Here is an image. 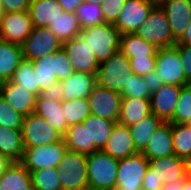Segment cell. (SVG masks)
I'll list each match as a JSON object with an SVG mask.
<instances>
[{"label": "cell", "instance_id": "obj_38", "mask_svg": "<svg viewBox=\"0 0 191 190\" xmlns=\"http://www.w3.org/2000/svg\"><path fill=\"white\" fill-rule=\"evenodd\" d=\"M76 15L82 29L105 23L101 3L84 1L76 10Z\"/></svg>", "mask_w": 191, "mask_h": 190}, {"label": "cell", "instance_id": "obj_14", "mask_svg": "<svg viewBox=\"0 0 191 190\" xmlns=\"http://www.w3.org/2000/svg\"><path fill=\"white\" fill-rule=\"evenodd\" d=\"M62 48L70 59V63L75 72L97 74L100 63L97 61L88 43H86L80 35L64 42Z\"/></svg>", "mask_w": 191, "mask_h": 190}, {"label": "cell", "instance_id": "obj_27", "mask_svg": "<svg viewBox=\"0 0 191 190\" xmlns=\"http://www.w3.org/2000/svg\"><path fill=\"white\" fill-rule=\"evenodd\" d=\"M0 190H33L30 172L20 162H12L0 178Z\"/></svg>", "mask_w": 191, "mask_h": 190}, {"label": "cell", "instance_id": "obj_33", "mask_svg": "<svg viewBox=\"0 0 191 190\" xmlns=\"http://www.w3.org/2000/svg\"><path fill=\"white\" fill-rule=\"evenodd\" d=\"M63 140L67 150L89 154V134L87 126H83L82 123L69 126L63 135Z\"/></svg>", "mask_w": 191, "mask_h": 190}, {"label": "cell", "instance_id": "obj_58", "mask_svg": "<svg viewBox=\"0 0 191 190\" xmlns=\"http://www.w3.org/2000/svg\"><path fill=\"white\" fill-rule=\"evenodd\" d=\"M3 13H4V12H3V8H2L1 0H0V18H1V16H2Z\"/></svg>", "mask_w": 191, "mask_h": 190}, {"label": "cell", "instance_id": "obj_55", "mask_svg": "<svg viewBox=\"0 0 191 190\" xmlns=\"http://www.w3.org/2000/svg\"><path fill=\"white\" fill-rule=\"evenodd\" d=\"M148 1L153 3L155 6H160L166 0H148Z\"/></svg>", "mask_w": 191, "mask_h": 190}, {"label": "cell", "instance_id": "obj_28", "mask_svg": "<svg viewBox=\"0 0 191 190\" xmlns=\"http://www.w3.org/2000/svg\"><path fill=\"white\" fill-rule=\"evenodd\" d=\"M22 130L0 126V154L12 162H20L24 153Z\"/></svg>", "mask_w": 191, "mask_h": 190}, {"label": "cell", "instance_id": "obj_40", "mask_svg": "<svg viewBox=\"0 0 191 190\" xmlns=\"http://www.w3.org/2000/svg\"><path fill=\"white\" fill-rule=\"evenodd\" d=\"M122 98L150 99L151 92L146 80L132 72H129L127 87L120 92Z\"/></svg>", "mask_w": 191, "mask_h": 190}, {"label": "cell", "instance_id": "obj_20", "mask_svg": "<svg viewBox=\"0 0 191 190\" xmlns=\"http://www.w3.org/2000/svg\"><path fill=\"white\" fill-rule=\"evenodd\" d=\"M142 154L149 160L175 154L172 139V123L164 122L152 134Z\"/></svg>", "mask_w": 191, "mask_h": 190}, {"label": "cell", "instance_id": "obj_31", "mask_svg": "<svg viewBox=\"0 0 191 190\" xmlns=\"http://www.w3.org/2000/svg\"><path fill=\"white\" fill-rule=\"evenodd\" d=\"M158 48L134 34L121 35L120 51L127 58L156 57Z\"/></svg>", "mask_w": 191, "mask_h": 190}, {"label": "cell", "instance_id": "obj_50", "mask_svg": "<svg viewBox=\"0 0 191 190\" xmlns=\"http://www.w3.org/2000/svg\"><path fill=\"white\" fill-rule=\"evenodd\" d=\"M85 0H58L64 12L76 13V10Z\"/></svg>", "mask_w": 191, "mask_h": 190}, {"label": "cell", "instance_id": "obj_23", "mask_svg": "<svg viewBox=\"0 0 191 190\" xmlns=\"http://www.w3.org/2000/svg\"><path fill=\"white\" fill-rule=\"evenodd\" d=\"M23 60L22 45L0 39V83L10 81Z\"/></svg>", "mask_w": 191, "mask_h": 190}, {"label": "cell", "instance_id": "obj_19", "mask_svg": "<svg viewBox=\"0 0 191 190\" xmlns=\"http://www.w3.org/2000/svg\"><path fill=\"white\" fill-rule=\"evenodd\" d=\"M102 151L117 160L137 154L138 152L135 149L130 128L116 123Z\"/></svg>", "mask_w": 191, "mask_h": 190}, {"label": "cell", "instance_id": "obj_43", "mask_svg": "<svg viewBox=\"0 0 191 190\" xmlns=\"http://www.w3.org/2000/svg\"><path fill=\"white\" fill-rule=\"evenodd\" d=\"M74 72L70 59L65 50L61 48L56 52V77L58 81L61 82L69 78Z\"/></svg>", "mask_w": 191, "mask_h": 190}, {"label": "cell", "instance_id": "obj_52", "mask_svg": "<svg viewBox=\"0 0 191 190\" xmlns=\"http://www.w3.org/2000/svg\"><path fill=\"white\" fill-rule=\"evenodd\" d=\"M12 161L0 154V178L4 175L5 170L11 165Z\"/></svg>", "mask_w": 191, "mask_h": 190}, {"label": "cell", "instance_id": "obj_26", "mask_svg": "<svg viewBox=\"0 0 191 190\" xmlns=\"http://www.w3.org/2000/svg\"><path fill=\"white\" fill-rule=\"evenodd\" d=\"M151 113L150 99L122 98L117 123L129 127Z\"/></svg>", "mask_w": 191, "mask_h": 190}, {"label": "cell", "instance_id": "obj_29", "mask_svg": "<svg viewBox=\"0 0 191 190\" xmlns=\"http://www.w3.org/2000/svg\"><path fill=\"white\" fill-rule=\"evenodd\" d=\"M164 122L155 114L143 118L140 122L129 126L132 140L135 145V149L138 153H142L152 134L163 124Z\"/></svg>", "mask_w": 191, "mask_h": 190}, {"label": "cell", "instance_id": "obj_6", "mask_svg": "<svg viewBox=\"0 0 191 190\" xmlns=\"http://www.w3.org/2000/svg\"><path fill=\"white\" fill-rule=\"evenodd\" d=\"M149 159L142 153L119 160L115 190H142Z\"/></svg>", "mask_w": 191, "mask_h": 190}, {"label": "cell", "instance_id": "obj_5", "mask_svg": "<svg viewBox=\"0 0 191 190\" xmlns=\"http://www.w3.org/2000/svg\"><path fill=\"white\" fill-rule=\"evenodd\" d=\"M58 169L62 190H84L88 188L86 155L67 150Z\"/></svg>", "mask_w": 191, "mask_h": 190}, {"label": "cell", "instance_id": "obj_48", "mask_svg": "<svg viewBox=\"0 0 191 190\" xmlns=\"http://www.w3.org/2000/svg\"><path fill=\"white\" fill-rule=\"evenodd\" d=\"M161 188L160 179L148 169L142 182V190H161Z\"/></svg>", "mask_w": 191, "mask_h": 190}, {"label": "cell", "instance_id": "obj_16", "mask_svg": "<svg viewBox=\"0 0 191 190\" xmlns=\"http://www.w3.org/2000/svg\"><path fill=\"white\" fill-rule=\"evenodd\" d=\"M181 86L163 84L150 96L151 112L163 122L172 123L177 102L180 96Z\"/></svg>", "mask_w": 191, "mask_h": 190}, {"label": "cell", "instance_id": "obj_37", "mask_svg": "<svg viewBox=\"0 0 191 190\" xmlns=\"http://www.w3.org/2000/svg\"><path fill=\"white\" fill-rule=\"evenodd\" d=\"M11 81L24 86L26 90L32 92L37 97L41 95L42 91L39 86H37V79L32 61L24 59L14 72Z\"/></svg>", "mask_w": 191, "mask_h": 190}, {"label": "cell", "instance_id": "obj_34", "mask_svg": "<svg viewBox=\"0 0 191 190\" xmlns=\"http://www.w3.org/2000/svg\"><path fill=\"white\" fill-rule=\"evenodd\" d=\"M174 153L191 161V124H172Z\"/></svg>", "mask_w": 191, "mask_h": 190}, {"label": "cell", "instance_id": "obj_42", "mask_svg": "<svg viewBox=\"0 0 191 190\" xmlns=\"http://www.w3.org/2000/svg\"><path fill=\"white\" fill-rule=\"evenodd\" d=\"M126 0H102V15L105 23L115 24Z\"/></svg>", "mask_w": 191, "mask_h": 190}, {"label": "cell", "instance_id": "obj_25", "mask_svg": "<svg viewBox=\"0 0 191 190\" xmlns=\"http://www.w3.org/2000/svg\"><path fill=\"white\" fill-rule=\"evenodd\" d=\"M28 12L33 27H48L64 10L58 0H31Z\"/></svg>", "mask_w": 191, "mask_h": 190}, {"label": "cell", "instance_id": "obj_12", "mask_svg": "<svg viewBox=\"0 0 191 190\" xmlns=\"http://www.w3.org/2000/svg\"><path fill=\"white\" fill-rule=\"evenodd\" d=\"M87 99L91 115L105 118L110 121H118L122 100L120 93L96 84Z\"/></svg>", "mask_w": 191, "mask_h": 190}, {"label": "cell", "instance_id": "obj_54", "mask_svg": "<svg viewBox=\"0 0 191 190\" xmlns=\"http://www.w3.org/2000/svg\"><path fill=\"white\" fill-rule=\"evenodd\" d=\"M182 190H191V178L187 177Z\"/></svg>", "mask_w": 191, "mask_h": 190}, {"label": "cell", "instance_id": "obj_13", "mask_svg": "<svg viewBox=\"0 0 191 190\" xmlns=\"http://www.w3.org/2000/svg\"><path fill=\"white\" fill-rule=\"evenodd\" d=\"M33 29L28 11L3 13L0 18V39L22 45Z\"/></svg>", "mask_w": 191, "mask_h": 190}, {"label": "cell", "instance_id": "obj_46", "mask_svg": "<svg viewBox=\"0 0 191 190\" xmlns=\"http://www.w3.org/2000/svg\"><path fill=\"white\" fill-rule=\"evenodd\" d=\"M31 0H1L4 13L28 11Z\"/></svg>", "mask_w": 191, "mask_h": 190}, {"label": "cell", "instance_id": "obj_9", "mask_svg": "<svg viewBox=\"0 0 191 190\" xmlns=\"http://www.w3.org/2000/svg\"><path fill=\"white\" fill-rule=\"evenodd\" d=\"M155 70L164 84L181 87L190 84L185 78L180 54L175 46L157 50Z\"/></svg>", "mask_w": 191, "mask_h": 190}, {"label": "cell", "instance_id": "obj_44", "mask_svg": "<svg viewBox=\"0 0 191 190\" xmlns=\"http://www.w3.org/2000/svg\"><path fill=\"white\" fill-rule=\"evenodd\" d=\"M131 65V72L144 77L155 69L156 57L128 58Z\"/></svg>", "mask_w": 191, "mask_h": 190}, {"label": "cell", "instance_id": "obj_47", "mask_svg": "<svg viewBox=\"0 0 191 190\" xmlns=\"http://www.w3.org/2000/svg\"><path fill=\"white\" fill-rule=\"evenodd\" d=\"M64 89L60 81L55 83L54 85L49 86L41 92V95L44 98H48L54 101H62Z\"/></svg>", "mask_w": 191, "mask_h": 190}, {"label": "cell", "instance_id": "obj_1", "mask_svg": "<svg viewBox=\"0 0 191 190\" xmlns=\"http://www.w3.org/2000/svg\"><path fill=\"white\" fill-rule=\"evenodd\" d=\"M95 54L99 63L120 50L121 33L113 24L103 23L83 28L79 34Z\"/></svg>", "mask_w": 191, "mask_h": 190}, {"label": "cell", "instance_id": "obj_49", "mask_svg": "<svg viewBox=\"0 0 191 190\" xmlns=\"http://www.w3.org/2000/svg\"><path fill=\"white\" fill-rule=\"evenodd\" d=\"M143 78L146 80V83L148 84V89L151 93L157 91L164 84L155 69Z\"/></svg>", "mask_w": 191, "mask_h": 190}, {"label": "cell", "instance_id": "obj_30", "mask_svg": "<svg viewBox=\"0 0 191 190\" xmlns=\"http://www.w3.org/2000/svg\"><path fill=\"white\" fill-rule=\"evenodd\" d=\"M47 28L51 30L62 44L75 38L82 31L76 13L72 12L60 14Z\"/></svg>", "mask_w": 191, "mask_h": 190}, {"label": "cell", "instance_id": "obj_4", "mask_svg": "<svg viewBox=\"0 0 191 190\" xmlns=\"http://www.w3.org/2000/svg\"><path fill=\"white\" fill-rule=\"evenodd\" d=\"M135 34L158 49L174 46L177 41L173 38L167 16L160 6H154Z\"/></svg>", "mask_w": 191, "mask_h": 190}, {"label": "cell", "instance_id": "obj_39", "mask_svg": "<svg viewBox=\"0 0 191 190\" xmlns=\"http://www.w3.org/2000/svg\"><path fill=\"white\" fill-rule=\"evenodd\" d=\"M172 124H191V83L181 88Z\"/></svg>", "mask_w": 191, "mask_h": 190}, {"label": "cell", "instance_id": "obj_17", "mask_svg": "<svg viewBox=\"0 0 191 190\" xmlns=\"http://www.w3.org/2000/svg\"><path fill=\"white\" fill-rule=\"evenodd\" d=\"M0 96L12 109L24 116L35 112L37 96L11 80L0 84Z\"/></svg>", "mask_w": 191, "mask_h": 190}, {"label": "cell", "instance_id": "obj_24", "mask_svg": "<svg viewBox=\"0 0 191 190\" xmlns=\"http://www.w3.org/2000/svg\"><path fill=\"white\" fill-rule=\"evenodd\" d=\"M35 113L45 119L62 135L69 127L63 115L62 101L50 100L40 95L36 98Z\"/></svg>", "mask_w": 191, "mask_h": 190}, {"label": "cell", "instance_id": "obj_32", "mask_svg": "<svg viewBox=\"0 0 191 190\" xmlns=\"http://www.w3.org/2000/svg\"><path fill=\"white\" fill-rule=\"evenodd\" d=\"M33 66L37 86L41 91L58 82L56 77V52L33 61Z\"/></svg>", "mask_w": 191, "mask_h": 190}, {"label": "cell", "instance_id": "obj_53", "mask_svg": "<svg viewBox=\"0 0 191 190\" xmlns=\"http://www.w3.org/2000/svg\"><path fill=\"white\" fill-rule=\"evenodd\" d=\"M176 44H186L191 46V23L186 28L183 37Z\"/></svg>", "mask_w": 191, "mask_h": 190}, {"label": "cell", "instance_id": "obj_36", "mask_svg": "<svg viewBox=\"0 0 191 190\" xmlns=\"http://www.w3.org/2000/svg\"><path fill=\"white\" fill-rule=\"evenodd\" d=\"M30 174L33 190H62L58 168H43Z\"/></svg>", "mask_w": 191, "mask_h": 190}, {"label": "cell", "instance_id": "obj_2", "mask_svg": "<svg viewBox=\"0 0 191 190\" xmlns=\"http://www.w3.org/2000/svg\"><path fill=\"white\" fill-rule=\"evenodd\" d=\"M90 190H115L118 162L102 150L86 155Z\"/></svg>", "mask_w": 191, "mask_h": 190}, {"label": "cell", "instance_id": "obj_35", "mask_svg": "<svg viewBox=\"0 0 191 190\" xmlns=\"http://www.w3.org/2000/svg\"><path fill=\"white\" fill-rule=\"evenodd\" d=\"M62 106L63 115L68 126L82 123L91 115L88 99L85 98L62 101Z\"/></svg>", "mask_w": 191, "mask_h": 190}, {"label": "cell", "instance_id": "obj_22", "mask_svg": "<svg viewBox=\"0 0 191 190\" xmlns=\"http://www.w3.org/2000/svg\"><path fill=\"white\" fill-rule=\"evenodd\" d=\"M117 122L89 115L83 122L89 134V154L103 150Z\"/></svg>", "mask_w": 191, "mask_h": 190}, {"label": "cell", "instance_id": "obj_15", "mask_svg": "<svg viewBox=\"0 0 191 190\" xmlns=\"http://www.w3.org/2000/svg\"><path fill=\"white\" fill-rule=\"evenodd\" d=\"M189 161L176 154L149 160L148 169L160 179V184L176 182L188 177Z\"/></svg>", "mask_w": 191, "mask_h": 190}, {"label": "cell", "instance_id": "obj_41", "mask_svg": "<svg viewBox=\"0 0 191 190\" xmlns=\"http://www.w3.org/2000/svg\"><path fill=\"white\" fill-rule=\"evenodd\" d=\"M24 115L12 109L0 96V126L22 130Z\"/></svg>", "mask_w": 191, "mask_h": 190}, {"label": "cell", "instance_id": "obj_3", "mask_svg": "<svg viewBox=\"0 0 191 190\" xmlns=\"http://www.w3.org/2000/svg\"><path fill=\"white\" fill-rule=\"evenodd\" d=\"M131 68L129 59L119 50L108 60L99 64L96 74L97 84L120 93L127 87Z\"/></svg>", "mask_w": 191, "mask_h": 190}, {"label": "cell", "instance_id": "obj_21", "mask_svg": "<svg viewBox=\"0 0 191 190\" xmlns=\"http://www.w3.org/2000/svg\"><path fill=\"white\" fill-rule=\"evenodd\" d=\"M61 84L64 89L62 101L87 99L97 84L96 74L74 72L69 78L61 81Z\"/></svg>", "mask_w": 191, "mask_h": 190}, {"label": "cell", "instance_id": "obj_11", "mask_svg": "<svg viewBox=\"0 0 191 190\" xmlns=\"http://www.w3.org/2000/svg\"><path fill=\"white\" fill-rule=\"evenodd\" d=\"M155 5L148 0H126L114 27L122 34H134Z\"/></svg>", "mask_w": 191, "mask_h": 190}, {"label": "cell", "instance_id": "obj_56", "mask_svg": "<svg viewBox=\"0 0 191 190\" xmlns=\"http://www.w3.org/2000/svg\"><path fill=\"white\" fill-rule=\"evenodd\" d=\"M188 177L191 178V161H189L188 165Z\"/></svg>", "mask_w": 191, "mask_h": 190}, {"label": "cell", "instance_id": "obj_18", "mask_svg": "<svg viewBox=\"0 0 191 190\" xmlns=\"http://www.w3.org/2000/svg\"><path fill=\"white\" fill-rule=\"evenodd\" d=\"M160 7L167 16L173 38L178 42L191 23V0H166Z\"/></svg>", "mask_w": 191, "mask_h": 190}, {"label": "cell", "instance_id": "obj_57", "mask_svg": "<svg viewBox=\"0 0 191 190\" xmlns=\"http://www.w3.org/2000/svg\"><path fill=\"white\" fill-rule=\"evenodd\" d=\"M85 1L92 2V3H101L102 2V0H85Z\"/></svg>", "mask_w": 191, "mask_h": 190}, {"label": "cell", "instance_id": "obj_8", "mask_svg": "<svg viewBox=\"0 0 191 190\" xmlns=\"http://www.w3.org/2000/svg\"><path fill=\"white\" fill-rule=\"evenodd\" d=\"M22 136L25 148L53 144L63 139L62 134L35 112L24 117Z\"/></svg>", "mask_w": 191, "mask_h": 190}, {"label": "cell", "instance_id": "obj_45", "mask_svg": "<svg viewBox=\"0 0 191 190\" xmlns=\"http://www.w3.org/2000/svg\"><path fill=\"white\" fill-rule=\"evenodd\" d=\"M174 46L179 51L185 78L191 83V46L186 44H175Z\"/></svg>", "mask_w": 191, "mask_h": 190}, {"label": "cell", "instance_id": "obj_10", "mask_svg": "<svg viewBox=\"0 0 191 190\" xmlns=\"http://www.w3.org/2000/svg\"><path fill=\"white\" fill-rule=\"evenodd\" d=\"M60 40L47 27H33L22 44L24 59L35 61L62 48Z\"/></svg>", "mask_w": 191, "mask_h": 190}, {"label": "cell", "instance_id": "obj_51", "mask_svg": "<svg viewBox=\"0 0 191 190\" xmlns=\"http://www.w3.org/2000/svg\"><path fill=\"white\" fill-rule=\"evenodd\" d=\"M185 183V179L178 180L176 182L162 185L161 190H182Z\"/></svg>", "mask_w": 191, "mask_h": 190}, {"label": "cell", "instance_id": "obj_7", "mask_svg": "<svg viewBox=\"0 0 191 190\" xmlns=\"http://www.w3.org/2000/svg\"><path fill=\"white\" fill-rule=\"evenodd\" d=\"M66 151L63 139L53 144L25 148L20 163L29 172L43 168H58Z\"/></svg>", "mask_w": 191, "mask_h": 190}]
</instances>
